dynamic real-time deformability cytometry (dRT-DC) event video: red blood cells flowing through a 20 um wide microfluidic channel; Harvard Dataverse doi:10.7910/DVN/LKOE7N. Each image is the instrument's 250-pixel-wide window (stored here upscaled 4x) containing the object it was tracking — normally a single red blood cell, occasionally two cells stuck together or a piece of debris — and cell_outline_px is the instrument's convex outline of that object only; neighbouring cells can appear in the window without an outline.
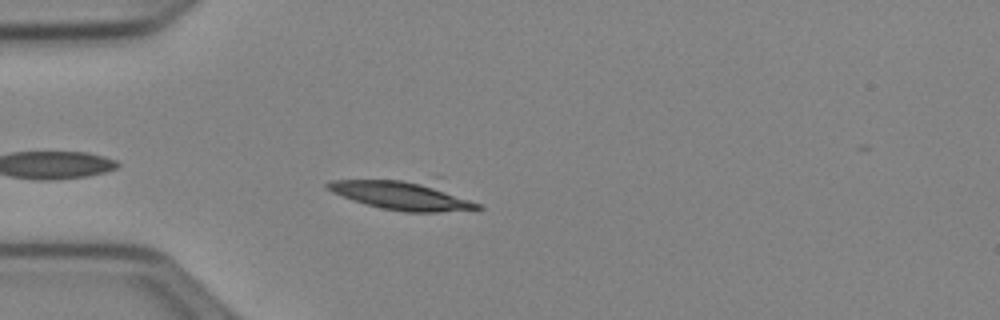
{"species": "Egyptian fruit bat (a non-hibernating species)", "species_latin": "Rousettus aegyptiacus", "temperature_condition": "cold", "stored_images_in_passage": 31, "camera_frame_rate_fps": 3000, "um_per_image_px": 0.085, "animal": {"sex": "female"}, "frame": {"image": 1, "passage_image": 3, "time_ms": 0.667, "image_size_px": [1000, 320], "cell_outline_px": [[484, 208], [440, 212], [404, 212], [380, 208], [364, 204], [352, 200], [332, 192], [324, 188], [324, 184], [332, 180], [400, 180], [436, 184], [480, 204]], "centroid_in_image_um": [34.15, 16.62], "position_along_channel_um": 50.8, "area_um2": 25.03}}
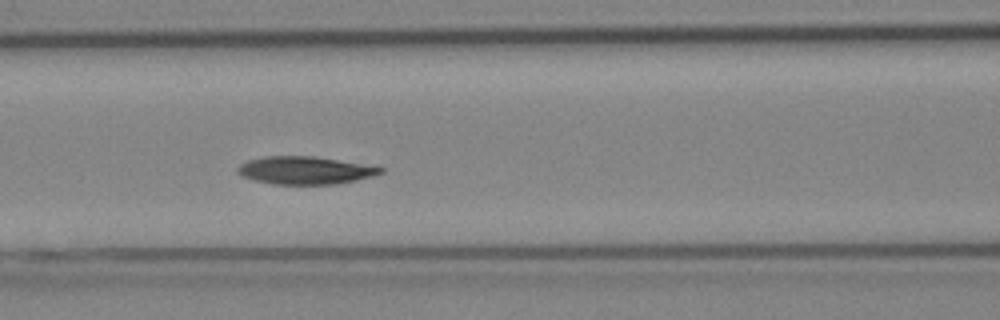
{"frame": {"image": 2, "passage_image": 11, "time_ms": 3.333, "image_size_px": [1000, 320], "cell_outline_px": [[384, 172], [372, 176], [356, 180], [336, 184], [272, 184], [256, 180], [244, 176], [236, 172], [236, 168], [240, 164], [248, 160], [264, 156], [312, 156], [384, 168]], "centroid_in_image_um": [25.89, 14.48], "position_along_channel_um": 140.7, "area_um2": 22.77}}
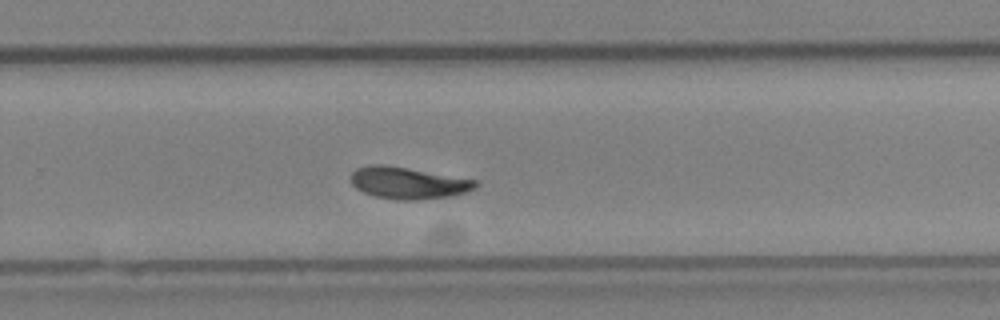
{"frame": {"image": 3, "passage_image": 23, "time_ms": 7.333, "image_size_px": [1000, 320], "cell_outline_px": [[480, 184], [476, 188], [452, 196], [420, 200], [396, 200], [376, 196], [364, 192], [356, 188], [352, 184], [352, 172], [356, 168], [372, 164], [384, 164], [408, 168], [476, 180]], "centroid_in_image_um": [34.7, 15.55], "position_along_channel_um": 295.1, "area_um2": 23.06}, "authors_computed_cell_mechanics": {"area_um2": 23.2356, "velocity_mm_per_s": 3.8724, "shape_relaxation_time_tau1_ms": 7.2332, "shape_relaxation_time_tau2_ms": null, "deformation_change_tau1": 0.1669, "deformation_change_tau2": null}}